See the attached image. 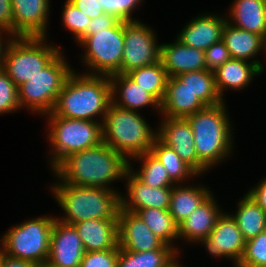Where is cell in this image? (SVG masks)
<instances>
[{
	"label": "cell",
	"instance_id": "6da1fadb",
	"mask_svg": "<svg viewBox=\"0 0 266 267\" xmlns=\"http://www.w3.org/2000/svg\"><path fill=\"white\" fill-rule=\"evenodd\" d=\"M129 160L101 142L99 145L75 152L64 158L54 169V175L74 186L110 188L113 181L125 177Z\"/></svg>",
	"mask_w": 266,
	"mask_h": 267
},
{
	"label": "cell",
	"instance_id": "7a4b0ae2",
	"mask_svg": "<svg viewBox=\"0 0 266 267\" xmlns=\"http://www.w3.org/2000/svg\"><path fill=\"white\" fill-rule=\"evenodd\" d=\"M111 103L109 76L76 74L75 70L67 78L58 94L51 113L70 119H86L103 123ZM97 121L96 116H100ZM95 117V118H94ZM96 119V120H95Z\"/></svg>",
	"mask_w": 266,
	"mask_h": 267
},
{
	"label": "cell",
	"instance_id": "3957f363",
	"mask_svg": "<svg viewBox=\"0 0 266 267\" xmlns=\"http://www.w3.org/2000/svg\"><path fill=\"white\" fill-rule=\"evenodd\" d=\"M51 188L66 214L56 218L63 223L73 225L89 219H118L121 194L114 189L74 186L62 181Z\"/></svg>",
	"mask_w": 266,
	"mask_h": 267
},
{
	"label": "cell",
	"instance_id": "277c9868",
	"mask_svg": "<svg viewBox=\"0 0 266 267\" xmlns=\"http://www.w3.org/2000/svg\"><path fill=\"white\" fill-rule=\"evenodd\" d=\"M225 102L206 106L187 117L193 134L198 160L209 170L229 157L232 149L231 121Z\"/></svg>",
	"mask_w": 266,
	"mask_h": 267
},
{
	"label": "cell",
	"instance_id": "5b68a950",
	"mask_svg": "<svg viewBox=\"0 0 266 267\" xmlns=\"http://www.w3.org/2000/svg\"><path fill=\"white\" fill-rule=\"evenodd\" d=\"M157 133L138 111L112 103L102 123V142L130 161L131 158L151 151Z\"/></svg>",
	"mask_w": 266,
	"mask_h": 267
},
{
	"label": "cell",
	"instance_id": "8992f818",
	"mask_svg": "<svg viewBox=\"0 0 266 267\" xmlns=\"http://www.w3.org/2000/svg\"><path fill=\"white\" fill-rule=\"evenodd\" d=\"M46 40V37H12L1 68L17 87L39 74L61 53V49L46 44Z\"/></svg>",
	"mask_w": 266,
	"mask_h": 267
},
{
	"label": "cell",
	"instance_id": "52a82bcc",
	"mask_svg": "<svg viewBox=\"0 0 266 267\" xmlns=\"http://www.w3.org/2000/svg\"><path fill=\"white\" fill-rule=\"evenodd\" d=\"M48 139L52 148V170L68 155L99 145L102 123L86 119H70L48 115Z\"/></svg>",
	"mask_w": 266,
	"mask_h": 267
},
{
	"label": "cell",
	"instance_id": "ba28073f",
	"mask_svg": "<svg viewBox=\"0 0 266 267\" xmlns=\"http://www.w3.org/2000/svg\"><path fill=\"white\" fill-rule=\"evenodd\" d=\"M56 217L41 216L10 228L1 239L4 254L46 264Z\"/></svg>",
	"mask_w": 266,
	"mask_h": 267
},
{
	"label": "cell",
	"instance_id": "9c48e42d",
	"mask_svg": "<svg viewBox=\"0 0 266 267\" xmlns=\"http://www.w3.org/2000/svg\"><path fill=\"white\" fill-rule=\"evenodd\" d=\"M73 71L61 52L39 74L18 87L20 108L26 107L42 115L51 113L58 94Z\"/></svg>",
	"mask_w": 266,
	"mask_h": 267
},
{
	"label": "cell",
	"instance_id": "30bf717a",
	"mask_svg": "<svg viewBox=\"0 0 266 267\" xmlns=\"http://www.w3.org/2000/svg\"><path fill=\"white\" fill-rule=\"evenodd\" d=\"M80 46L86 49L82 58L89 75L116 74L121 67L124 50V21L115 27L94 30V34L87 36Z\"/></svg>",
	"mask_w": 266,
	"mask_h": 267
},
{
	"label": "cell",
	"instance_id": "8fae6325",
	"mask_svg": "<svg viewBox=\"0 0 266 267\" xmlns=\"http://www.w3.org/2000/svg\"><path fill=\"white\" fill-rule=\"evenodd\" d=\"M140 21H124V50L118 74L159 61L160 45L154 30Z\"/></svg>",
	"mask_w": 266,
	"mask_h": 267
},
{
	"label": "cell",
	"instance_id": "7c38bea8",
	"mask_svg": "<svg viewBox=\"0 0 266 267\" xmlns=\"http://www.w3.org/2000/svg\"><path fill=\"white\" fill-rule=\"evenodd\" d=\"M198 242L206 247L210 255L234 260L235 267L243 257L246 244L236 220L225 212L217 219L210 235Z\"/></svg>",
	"mask_w": 266,
	"mask_h": 267
},
{
	"label": "cell",
	"instance_id": "4fadbf2b",
	"mask_svg": "<svg viewBox=\"0 0 266 267\" xmlns=\"http://www.w3.org/2000/svg\"><path fill=\"white\" fill-rule=\"evenodd\" d=\"M158 128L157 137L164 144L171 147L181 160L189 165L198 175L208 170L198 160L194 145V134L187 118L163 116V122Z\"/></svg>",
	"mask_w": 266,
	"mask_h": 267
},
{
	"label": "cell",
	"instance_id": "5bb4252c",
	"mask_svg": "<svg viewBox=\"0 0 266 267\" xmlns=\"http://www.w3.org/2000/svg\"><path fill=\"white\" fill-rule=\"evenodd\" d=\"M85 252L74 225L55 218L46 264L51 267H80Z\"/></svg>",
	"mask_w": 266,
	"mask_h": 267
},
{
	"label": "cell",
	"instance_id": "9a60e30c",
	"mask_svg": "<svg viewBox=\"0 0 266 267\" xmlns=\"http://www.w3.org/2000/svg\"><path fill=\"white\" fill-rule=\"evenodd\" d=\"M118 246L120 249L143 252L162 249L167 244L154 235L150 228L134 212L119 209Z\"/></svg>",
	"mask_w": 266,
	"mask_h": 267
},
{
	"label": "cell",
	"instance_id": "2e32d148",
	"mask_svg": "<svg viewBox=\"0 0 266 267\" xmlns=\"http://www.w3.org/2000/svg\"><path fill=\"white\" fill-rule=\"evenodd\" d=\"M49 0H12L13 37H47Z\"/></svg>",
	"mask_w": 266,
	"mask_h": 267
},
{
	"label": "cell",
	"instance_id": "e0dca14e",
	"mask_svg": "<svg viewBox=\"0 0 266 267\" xmlns=\"http://www.w3.org/2000/svg\"><path fill=\"white\" fill-rule=\"evenodd\" d=\"M124 178L127 181L128 195L120 196L121 209L134 213L147 208L169 209L172 188L150 187L141 182L129 169Z\"/></svg>",
	"mask_w": 266,
	"mask_h": 267
},
{
	"label": "cell",
	"instance_id": "ac0fdd59",
	"mask_svg": "<svg viewBox=\"0 0 266 267\" xmlns=\"http://www.w3.org/2000/svg\"><path fill=\"white\" fill-rule=\"evenodd\" d=\"M159 60L169 77H176L186 72L207 70L205 52L188 47L178 39L174 43L160 45Z\"/></svg>",
	"mask_w": 266,
	"mask_h": 267
},
{
	"label": "cell",
	"instance_id": "d6986e66",
	"mask_svg": "<svg viewBox=\"0 0 266 267\" xmlns=\"http://www.w3.org/2000/svg\"><path fill=\"white\" fill-rule=\"evenodd\" d=\"M227 21V18L211 13L197 16L184 26L177 39L188 47L205 51L222 40L223 28Z\"/></svg>",
	"mask_w": 266,
	"mask_h": 267
},
{
	"label": "cell",
	"instance_id": "ffe728a7",
	"mask_svg": "<svg viewBox=\"0 0 266 267\" xmlns=\"http://www.w3.org/2000/svg\"><path fill=\"white\" fill-rule=\"evenodd\" d=\"M264 71L263 64L257 59L245 61L231 58L214 70L216 89L223 98L224 90H241L248 86L252 78Z\"/></svg>",
	"mask_w": 266,
	"mask_h": 267
},
{
	"label": "cell",
	"instance_id": "44dd1931",
	"mask_svg": "<svg viewBox=\"0 0 266 267\" xmlns=\"http://www.w3.org/2000/svg\"><path fill=\"white\" fill-rule=\"evenodd\" d=\"M109 80L112 104L132 111H138L139 108L152 105L161 112V103L126 74H113L109 76ZM116 95L118 98H116Z\"/></svg>",
	"mask_w": 266,
	"mask_h": 267
},
{
	"label": "cell",
	"instance_id": "7402d4cb",
	"mask_svg": "<svg viewBox=\"0 0 266 267\" xmlns=\"http://www.w3.org/2000/svg\"><path fill=\"white\" fill-rule=\"evenodd\" d=\"M73 225L86 252L119 249L117 220L89 219Z\"/></svg>",
	"mask_w": 266,
	"mask_h": 267
},
{
	"label": "cell",
	"instance_id": "603a6c76",
	"mask_svg": "<svg viewBox=\"0 0 266 267\" xmlns=\"http://www.w3.org/2000/svg\"><path fill=\"white\" fill-rule=\"evenodd\" d=\"M213 194H211L202 205L178 225V238L196 243L201 238L210 235L215 227L217 219L223 213L219 211Z\"/></svg>",
	"mask_w": 266,
	"mask_h": 267
},
{
	"label": "cell",
	"instance_id": "cb8c5ba5",
	"mask_svg": "<svg viewBox=\"0 0 266 267\" xmlns=\"http://www.w3.org/2000/svg\"><path fill=\"white\" fill-rule=\"evenodd\" d=\"M206 106L176 77H169L161 114L169 118H187Z\"/></svg>",
	"mask_w": 266,
	"mask_h": 267
},
{
	"label": "cell",
	"instance_id": "d4e9b609",
	"mask_svg": "<svg viewBox=\"0 0 266 267\" xmlns=\"http://www.w3.org/2000/svg\"><path fill=\"white\" fill-rule=\"evenodd\" d=\"M230 24L263 38L266 35V3L264 0H234L229 11Z\"/></svg>",
	"mask_w": 266,
	"mask_h": 267
},
{
	"label": "cell",
	"instance_id": "484cf974",
	"mask_svg": "<svg viewBox=\"0 0 266 267\" xmlns=\"http://www.w3.org/2000/svg\"><path fill=\"white\" fill-rule=\"evenodd\" d=\"M222 41L233 59L249 61L262 50L266 53L264 38L261 35L234 27L229 21L224 25Z\"/></svg>",
	"mask_w": 266,
	"mask_h": 267
},
{
	"label": "cell",
	"instance_id": "4316f807",
	"mask_svg": "<svg viewBox=\"0 0 266 267\" xmlns=\"http://www.w3.org/2000/svg\"><path fill=\"white\" fill-rule=\"evenodd\" d=\"M212 193L203 186H180L172 187L169 213L179 225L192 214Z\"/></svg>",
	"mask_w": 266,
	"mask_h": 267
},
{
	"label": "cell",
	"instance_id": "83f0119b",
	"mask_svg": "<svg viewBox=\"0 0 266 267\" xmlns=\"http://www.w3.org/2000/svg\"><path fill=\"white\" fill-rule=\"evenodd\" d=\"M178 254L179 250L172 245L143 252L119 248L117 267H169L176 260Z\"/></svg>",
	"mask_w": 266,
	"mask_h": 267
},
{
	"label": "cell",
	"instance_id": "f1b7e54d",
	"mask_svg": "<svg viewBox=\"0 0 266 267\" xmlns=\"http://www.w3.org/2000/svg\"><path fill=\"white\" fill-rule=\"evenodd\" d=\"M231 216L236 220L245 241L266 231V212L246 193Z\"/></svg>",
	"mask_w": 266,
	"mask_h": 267
},
{
	"label": "cell",
	"instance_id": "f546056e",
	"mask_svg": "<svg viewBox=\"0 0 266 267\" xmlns=\"http://www.w3.org/2000/svg\"><path fill=\"white\" fill-rule=\"evenodd\" d=\"M176 78L196 95L205 106H215L224 102L216 89L213 71L207 69L186 72L176 76Z\"/></svg>",
	"mask_w": 266,
	"mask_h": 267
},
{
	"label": "cell",
	"instance_id": "4dcf8cb0",
	"mask_svg": "<svg viewBox=\"0 0 266 267\" xmlns=\"http://www.w3.org/2000/svg\"><path fill=\"white\" fill-rule=\"evenodd\" d=\"M126 75L162 103L169 76L160 60L152 65L132 70Z\"/></svg>",
	"mask_w": 266,
	"mask_h": 267
},
{
	"label": "cell",
	"instance_id": "1f68e13d",
	"mask_svg": "<svg viewBox=\"0 0 266 267\" xmlns=\"http://www.w3.org/2000/svg\"><path fill=\"white\" fill-rule=\"evenodd\" d=\"M136 214L150 228V230L167 245L178 240V224L169 213V210L147 208L141 209ZM172 243V244H171Z\"/></svg>",
	"mask_w": 266,
	"mask_h": 267
},
{
	"label": "cell",
	"instance_id": "d6a6232c",
	"mask_svg": "<svg viewBox=\"0 0 266 267\" xmlns=\"http://www.w3.org/2000/svg\"><path fill=\"white\" fill-rule=\"evenodd\" d=\"M150 152L166 168L169 178L175 184L182 183L185 179L198 175L189 165L181 160L171 147L164 144L158 137L154 141Z\"/></svg>",
	"mask_w": 266,
	"mask_h": 267
},
{
	"label": "cell",
	"instance_id": "836d02e7",
	"mask_svg": "<svg viewBox=\"0 0 266 267\" xmlns=\"http://www.w3.org/2000/svg\"><path fill=\"white\" fill-rule=\"evenodd\" d=\"M133 159L142 161L141 169L134 172L129 161V170L144 184L156 188H172L175 185L169 178L166 168L150 151Z\"/></svg>",
	"mask_w": 266,
	"mask_h": 267
},
{
	"label": "cell",
	"instance_id": "e575fe53",
	"mask_svg": "<svg viewBox=\"0 0 266 267\" xmlns=\"http://www.w3.org/2000/svg\"><path fill=\"white\" fill-rule=\"evenodd\" d=\"M236 267H266V231L246 241L243 257Z\"/></svg>",
	"mask_w": 266,
	"mask_h": 267
},
{
	"label": "cell",
	"instance_id": "d590c367",
	"mask_svg": "<svg viewBox=\"0 0 266 267\" xmlns=\"http://www.w3.org/2000/svg\"><path fill=\"white\" fill-rule=\"evenodd\" d=\"M61 15L64 27L74 34L76 41L86 32L87 25L91 22V19L69 0L65 1Z\"/></svg>",
	"mask_w": 266,
	"mask_h": 267
},
{
	"label": "cell",
	"instance_id": "8d00e7d4",
	"mask_svg": "<svg viewBox=\"0 0 266 267\" xmlns=\"http://www.w3.org/2000/svg\"><path fill=\"white\" fill-rule=\"evenodd\" d=\"M20 109L18 87L0 68V113H10Z\"/></svg>",
	"mask_w": 266,
	"mask_h": 267
},
{
	"label": "cell",
	"instance_id": "74e56055",
	"mask_svg": "<svg viewBox=\"0 0 266 267\" xmlns=\"http://www.w3.org/2000/svg\"><path fill=\"white\" fill-rule=\"evenodd\" d=\"M105 13L116 16L121 21H135L132 18L133 10L142 3V0H98Z\"/></svg>",
	"mask_w": 266,
	"mask_h": 267
},
{
	"label": "cell",
	"instance_id": "f35d334b",
	"mask_svg": "<svg viewBox=\"0 0 266 267\" xmlns=\"http://www.w3.org/2000/svg\"><path fill=\"white\" fill-rule=\"evenodd\" d=\"M119 249L85 252L80 267H117Z\"/></svg>",
	"mask_w": 266,
	"mask_h": 267
},
{
	"label": "cell",
	"instance_id": "ab89813d",
	"mask_svg": "<svg viewBox=\"0 0 266 267\" xmlns=\"http://www.w3.org/2000/svg\"><path fill=\"white\" fill-rule=\"evenodd\" d=\"M204 52L206 66L210 71L216 70L231 59L230 52L222 40L212 44Z\"/></svg>",
	"mask_w": 266,
	"mask_h": 267
},
{
	"label": "cell",
	"instance_id": "60d3db41",
	"mask_svg": "<svg viewBox=\"0 0 266 267\" xmlns=\"http://www.w3.org/2000/svg\"><path fill=\"white\" fill-rule=\"evenodd\" d=\"M121 20L116 16L104 13L97 18L91 19L87 25L86 32L76 41L79 44L89 35L94 34V30H101L115 27Z\"/></svg>",
	"mask_w": 266,
	"mask_h": 267
},
{
	"label": "cell",
	"instance_id": "b9f144b4",
	"mask_svg": "<svg viewBox=\"0 0 266 267\" xmlns=\"http://www.w3.org/2000/svg\"><path fill=\"white\" fill-rule=\"evenodd\" d=\"M76 8L83 12L90 19L97 18L104 14L98 0H69Z\"/></svg>",
	"mask_w": 266,
	"mask_h": 267
},
{
	"label": "cell",
	"instance_id": "7bdbcfd3",
	"mask_svg": "<svg viewBox=\"0 0 266 267\" xmlns=\"http://www.w3.org/2000/svg\"><path fill=\"white\" fill-rule=\"evenodd\" d=\"M0 29L9 32L13 37L12 0H0Z\"/></svg>",
	"mask_w": 266,
	"mask_h": 267
},
{
	"label": "cell",
	"instance_id": "ee69618b",
	"mask_svg": "<svg viewBox=\"0 0 266 267\" xmlns=\"http://www.w3.org/2000/svg\"><path fill=\"white\" fill-rule=\"evenodd\" d=\"M247 194L266 212V178L262 179L260 183L249 190Z\"/></svg>",
	"mask_w": 266,
	"mask_h": 267
},
{
	"label": "cell",
	"instance_id": "f6af8a7d",
	"mask_svg": "<svg viewBox=\"0 0 266 267\" xmlns=\"http://www.w3.org/2000/svg\"><path fill=\"white\" fill-rule=\"evenodd\" d=\"M2 267H38V264L29 260L10 257L3 251Z\"/></svg>",
	"mask_w": 266,
	"mask_h": 267
},
{
	"label": "cell",
	"instance_id": "bcb514c9",
	"mask_svg": "<svg viewBox=\"0 0 266 267\" xmlns=\"http://www.w3.org/2000/svg\"><path fill=\"white\" fill-rule=\"evenodd\" d=\"M3 32L6 33V35L9 36V39H8L7 42L4 40L5 38H2V37H4V36H2L3 35ZM10 36H12V35L9 32L0 29V68L2 66L3 59H4V56H5L7 47H8V45H9L11 39H12ZM4 42H5V44H4Z\"/></svg>",
	"mask_w": 266,
	"mask_h": 267
},
{
	"label": "cell",
	"instance_id": "7dc6e473",
	"mask_svg": "<svg viewBox=\"0 0 266 267\" xmlns=\"http://www.w3.org/2000/svg\"><path fill=\"white\" fill-rule=\"evenodd\" d=\"M2 263H3V249L0 248V267H2Z\"/></svg>",
	"mask_w": 266,
	"mask_h": 267
},
{
	"label": "cell",
	"instance_id": "c3c4849f",
	"mask_svg": "<svg viewBox=\"0 0 266 267\" xmlns=\"http://www.w3.org/2000/svg\"><path fill=\"white\" fill-rule=\"evenodd\" d=\"M169 267H182V265H180L178 261L175 260Z\"/></svg>",
	"mask_w": 266,
	"mask_h": 267
},
{
	"label": "cell",
	"instance_id": "681fc988",
	"mask_svg": "<svg viewBox=\"0 0 266 267\" xmlns=\"http://www.w3.org/2000/svg\"><path fill=\"white\" fill-rule=\"evenodd\" d=\"M38 267H51V266H49L48 264H41V265H38Z\"/></svg>",
	"mask_w": 266,
	"mask_h": 267
},
{
	"label": "cell",
	"instance_id": "f907efd6",
	"mask_svg": "<svg viewBox=\"0 0 266 267\" xmlns=\"http://www.w3.org/2000/svg\"><path fill=\"white\" fill-rule=\"evenodd\" d=\"M264 44H265V49H266V35L264 37Z\"/></svg>",
	"mask_w": 266,
	"mask_h": 267
}]
</instances>
